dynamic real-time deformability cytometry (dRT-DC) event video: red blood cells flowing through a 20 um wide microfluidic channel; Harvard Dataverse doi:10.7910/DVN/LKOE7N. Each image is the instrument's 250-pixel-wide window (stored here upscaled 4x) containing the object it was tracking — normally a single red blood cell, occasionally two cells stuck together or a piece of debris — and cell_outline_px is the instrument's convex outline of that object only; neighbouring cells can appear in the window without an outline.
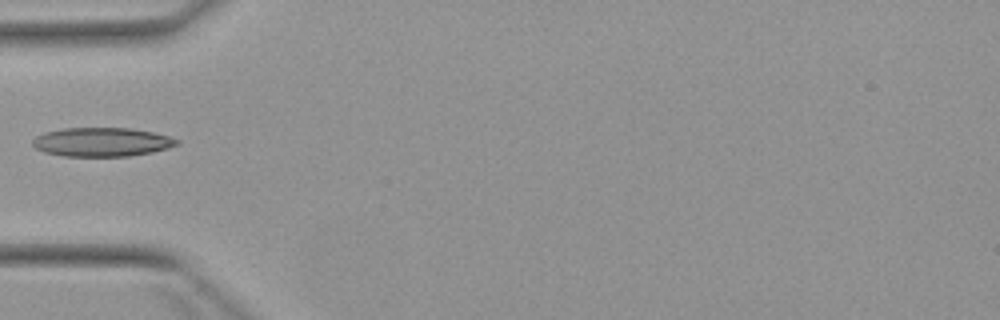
{"species": "Egyptian fruit bat (a non-hibernating species)", "species_latin": "Rousettus aegyptiacus", "temperature_condition": "warm", "stored_images_in_passage": 1, "camera_frame_rate_fps": 3000, "um_per_image_px": 0.085, "animal": {"sex": "female"}, "frame": {"image": 1, "passage_image": 1, "time_ms": 0.0, "image_size_px": [1000, 320], "cell_outline_px": [[180, 144], [168, 148], [152, 152], [128, 156], [64, 156], [44, 152], [36, 148], [32, 144], [32, 140], [36, 136], [44, 132], [64, 128], [132, 128], [152, 132], [168, 136], [180, 140]], "centroid_in_image_um": [8.66, 12.07], "position_along_channel_um": 76.3, "area_um2": 24.33}}